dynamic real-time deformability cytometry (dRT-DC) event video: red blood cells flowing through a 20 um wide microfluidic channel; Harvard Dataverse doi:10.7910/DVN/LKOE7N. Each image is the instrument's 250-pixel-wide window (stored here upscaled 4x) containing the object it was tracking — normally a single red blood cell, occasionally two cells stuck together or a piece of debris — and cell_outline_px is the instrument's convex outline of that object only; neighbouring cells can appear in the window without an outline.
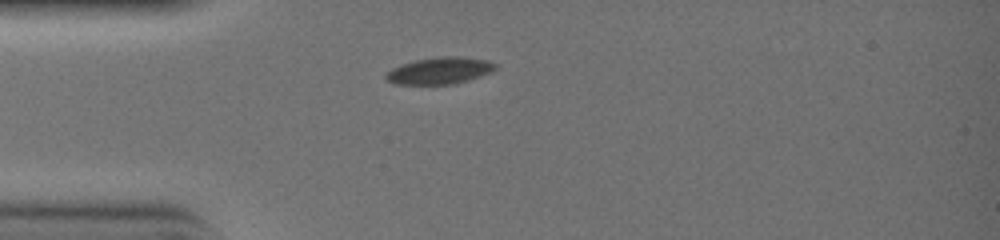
{"species": "common noctule bat (a hibernating species)", "species_latin": "Nyctalus noctula", "temperature_condition": "warm", "stored_images_in_passage": 12, "camera_frame_rate_fps": 3000, "um_per_image_px": 0.085, "animal": {"sex": "female", "body_mass_g": 19.0, "forearm_length_mm": 51.5}, "frame": {"image": 1, "passage_image": 1, "time_ms": 0.0, "image_size_px": [1000, 240], "cell_outline_px": [[496, 68], [492, 72], [456, 84], [396, 84], [384, 80], [384, 72], [400, 64], [416, 60], [440, 56], [460, 56], [488, 60], [496, 64]], "centroid_in_image_um": [37.34, 6.0], "position_along_channel_um": 47.7, "area_um2": 17.34}}
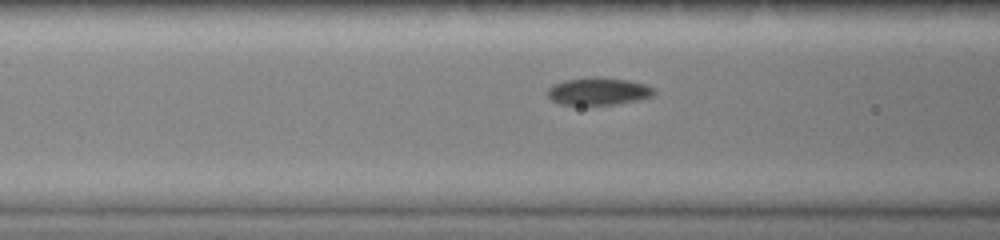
{"frame": {"image": 2, "passage_image": 7, "time_ms": 2.0, "image_size_px": [1000, 240], "cell_outline_px": [[656, 92], [652, 96], [640, 100], [620, 104], [560, 104], [552, 100], [548, 96], [548, 88], [552, 84], [564, 80], [588, 76], [600, 76], [628, 80], [644, 84], [652, 88]], "centroid_in_image_um": [50.86, 7.74], "position_along_channel_um": 115.7, "area_um2": 17.22}}
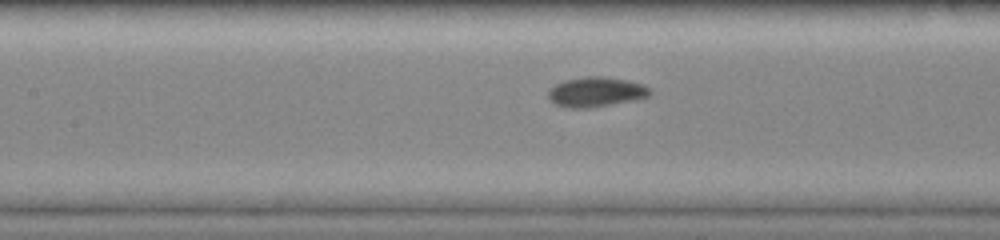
{"frame": {"image": 3, "passage_image": 10, "time_ms": 3.0, "image_size_px": [1000, 240], "cell_outline_px": [[652, 92], [648, 96], [640, 100], [592, 108], [564, 108], [556, 104], [548, 96], [548, 92], [556, 84], [564, 80], [584, 76], [604, 76], [628, 80], [644, 84]], "centroid_in_image_um": [50.71, 7.82], "position_along_channel_um": 156.7, "area_um2": 18.03}}